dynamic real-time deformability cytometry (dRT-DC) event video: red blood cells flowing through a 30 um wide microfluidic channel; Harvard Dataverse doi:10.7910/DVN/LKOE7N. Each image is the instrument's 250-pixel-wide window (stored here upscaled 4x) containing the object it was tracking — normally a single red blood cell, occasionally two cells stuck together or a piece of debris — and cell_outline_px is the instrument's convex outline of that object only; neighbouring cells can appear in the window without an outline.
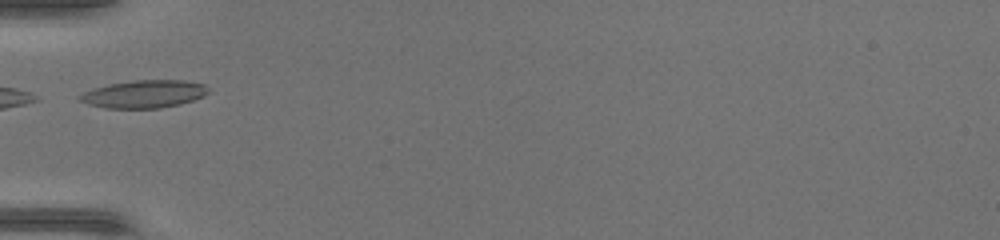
{"species": "common noctule bat (a hibernating species)", "species_latin": "Nyctalus noctula", "temperature_condition": "warm", "stored_images_in_passage": 25, "camera_frame_rate_fps": 3000, "um_per_image_px": 0.085, "animal": {"sex": "female", "body_mass_g": 17.0, "forearm_length_mm": 48.0}, "frame": {"image": 1, "passage_image": 1, "time_ms": 0.0, "image_size_px": [1000, 240], "cell_outline_px": [[208, 92], [204, 96], [180, 104], [160, 108], [104, 108], [88, 104], [80, 100], [76, 96], [92, 88], [108, 84], [132, 80], [184, 80], [204, 84], [208, 88]], "centroid_in_image_um": [12.22, 7.99], "position_along_channel_um": 72.8, "area_um2": 20.87}}
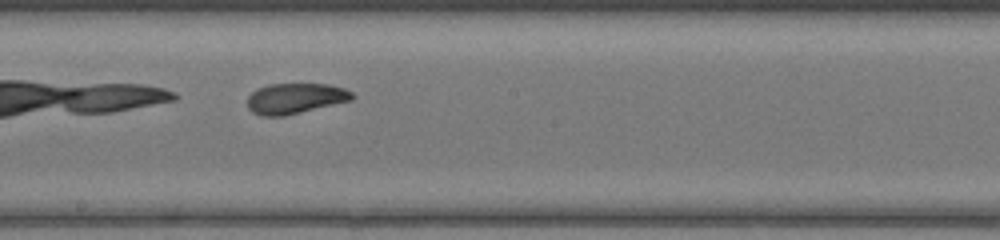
{"frame": {"image": 2, "passage_image": 11, "time_ms": 3.333, "image_size_px": [1000, 240], "cell_outline_px": [[356, 96], [352, 100], [284, 116], [260, 116], [252, 112], [248, 108], [248, 96], [256, 88], [268, 84], [328, 84], [344, 88], [352, 92]], "centroid_in_image_um": [25.08, 8.36], "position_along_channel_um": 223.1, "area_um2": 18.73}}
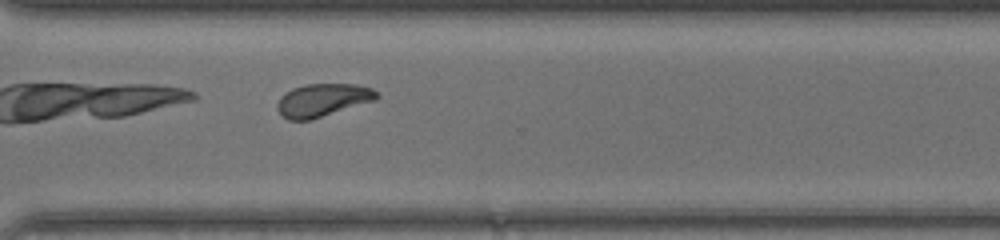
{"frame": {"image": 3, "passage_image": 19, "time_ms": 6.0, "image_size_px": [1000, 240], "cell_outline_px": [[380, 96], [376, 100], [312, 120], [288, 120], [276, 108], [276, 104], [280, 96], [284, 92], [292, 88], [304, 84], [356, 84], [372, 88]], "centroid_in_image_um": [27.42, 8.5], "position_along_channel_um": 343.2, "area_um2": 19.31}}